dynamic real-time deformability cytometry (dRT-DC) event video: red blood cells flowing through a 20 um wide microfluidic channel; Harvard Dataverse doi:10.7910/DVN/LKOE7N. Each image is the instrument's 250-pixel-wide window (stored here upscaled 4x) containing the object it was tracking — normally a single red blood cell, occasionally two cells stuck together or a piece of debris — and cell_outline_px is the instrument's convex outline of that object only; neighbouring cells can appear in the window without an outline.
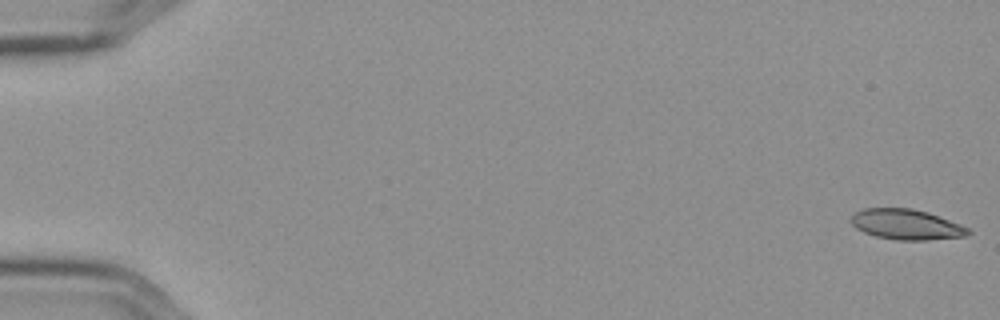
{"species": "Egyptian fruit bat (a non-hibernating species)", "species_latin": "Rousettus aegyptiacus", "temperature_condition": "cold", "stored_images_in_passage": 13, "camera_frame_rate_fps": 3000, "um_per_image_px": 0.085, "frame": {"image": 1, "passage_image": 1, "time_ms": 0.0, "image_size_px": [1000, 320], "cell_outline_px": [[972, 232], [968, 236], [928, 240], [896, 240], [876, 236], [864, 232], [856, 228], [852, 224], [852, 216], [856, 212], [864, 208], [912, 208], [928, 212], [960, 224], [968, 228]], "centroid_in_image_um": [77.07, 19.08], "position_along_channel_um": 7.9, "area_um2": 20.69}}